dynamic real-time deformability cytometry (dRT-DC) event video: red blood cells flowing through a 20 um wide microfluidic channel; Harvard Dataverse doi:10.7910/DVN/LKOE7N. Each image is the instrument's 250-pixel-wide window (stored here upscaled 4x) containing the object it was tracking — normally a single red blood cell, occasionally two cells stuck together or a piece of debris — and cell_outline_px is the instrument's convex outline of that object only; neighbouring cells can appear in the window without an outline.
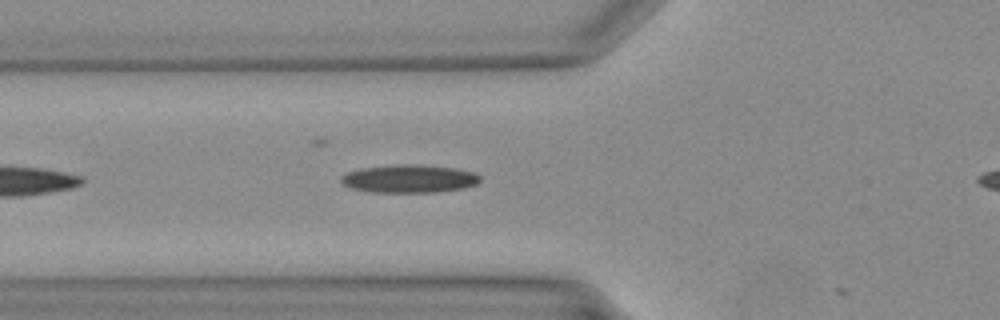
{"species": "Egyptian fruit bat (a non-hibernating species)", "species_latin": "Rousettus aegyptiacus", "temperature_condition": "warm", "stored_images_in_passage": 5, "camera_frame_rate_fps": 3000, "um_per_image_px": 0.085, "animal": {"sex": "female"}, "frame": {"image": 1, "passage_image": 4, "time_ms": 1.0, "image_size_px": [1000, 320], "cell_outline_px": [[480, 180], [476, 184], [464, 188], [436, 192], [372, 192], [352, 188], [344, 184], [340, 180], [340, 176], [348, 172], [360, 168], [396, 164], [416, 164], [456, 168], [476, 172], [480, 176]], "centroid_in_image_um": [34.8, 15.18], "position_along_channel_um": 91.0, "area_um2": 22.83}}